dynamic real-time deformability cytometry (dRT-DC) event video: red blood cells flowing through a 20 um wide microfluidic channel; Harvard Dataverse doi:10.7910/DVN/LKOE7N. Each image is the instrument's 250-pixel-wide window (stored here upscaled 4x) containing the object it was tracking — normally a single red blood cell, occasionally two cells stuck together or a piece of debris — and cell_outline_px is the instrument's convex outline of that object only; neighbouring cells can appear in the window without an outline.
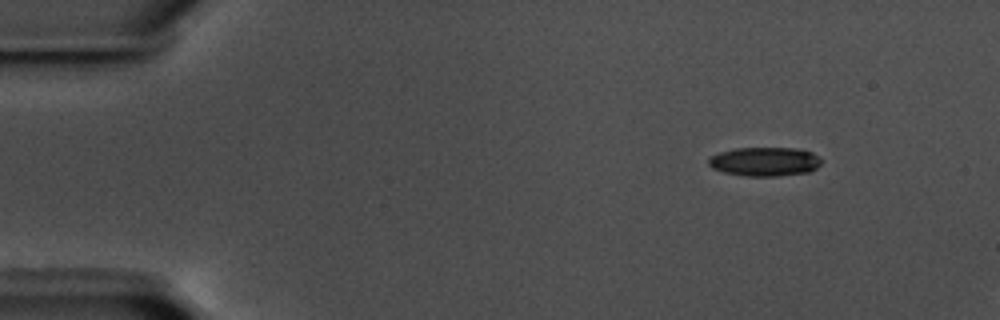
{"species": "common noctule bat (a hibernating species)", "species_latin": "Nyctalus noctula", "temperature_condition": "warm", "stored_images_in_passage": 9, "camera_frame_rate_fps": 3000, "um_per_image_px": 0.085, "animal": {"sex": "male", "body_mass_g": 17.5, "forearm_length_mm": 52.3}, "frame": {"image": 1, "passage_image": 1, "time_ms": 0.0, "image_size_px": [1000, 320], "cell_outline_px": [[820, 164], [816, 168], [808, 172], [776, 176], [744, 176], [724, 172], [712, 168], [708, 164], [708, 160], [712, 156], [720, 152], [736, 148], [796, 148], [812, 152], [820, 160]], "centroid_in_image_um": [64.98, 13.74], "position_along_channel_um": 20.0, "area_um2": 18.9}}